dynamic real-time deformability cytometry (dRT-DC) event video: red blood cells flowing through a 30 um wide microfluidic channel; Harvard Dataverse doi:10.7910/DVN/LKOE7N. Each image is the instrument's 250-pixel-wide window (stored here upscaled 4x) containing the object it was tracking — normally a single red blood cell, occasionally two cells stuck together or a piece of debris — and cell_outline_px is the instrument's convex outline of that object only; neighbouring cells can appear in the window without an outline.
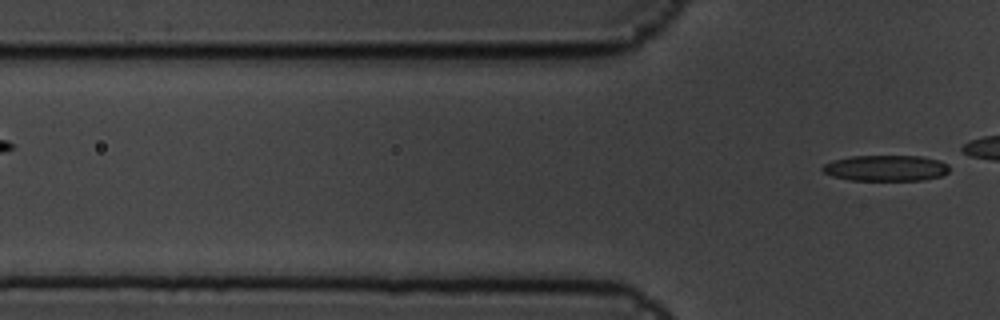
{"species": "common noctule bat (a hibernating species)", "species_latin": "Nyctalus noctula", "temperature_condition": "cold", "stored_images_in_passage": 7, "camera_frame_rate_fps": 3000, "um_per_image_px": 0.085, "animal": {"sex": "male", "body_mass_g": 19.5, "forearm_length_mm": 54.6}, "frame": {"image": 1, "passage_image": 7, "time_ms": 2.0, "image_size_px": [1000, 320], "cell_outline_px": [[948, 172], [940, 176], [924, 180], [852, 180], [832, 176], [824, 172], [820, 168], [824, 164], [832, 160], [852, 156], [924, 156], [940, 160], [948, 164]], "centroid_in_image_um": [75.3, 14.28], "position_along_channel_um": 50.5, "area_um2": 19.19}}